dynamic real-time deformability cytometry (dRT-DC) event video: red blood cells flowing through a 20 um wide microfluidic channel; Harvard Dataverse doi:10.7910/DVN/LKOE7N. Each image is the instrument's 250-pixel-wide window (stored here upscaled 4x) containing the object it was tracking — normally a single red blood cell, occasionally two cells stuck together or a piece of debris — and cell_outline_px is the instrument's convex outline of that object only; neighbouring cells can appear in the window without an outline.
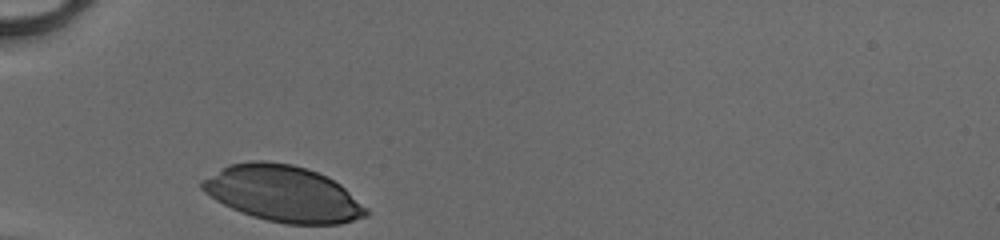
{"species": "human", "species_latin": "Homo sapiens", "temperature_condition": "cold", "stored_images_in_passage": 26, "camera_frame_rate_fps": 3000, "um_per_image_px": 0.085, "donor": {"sex": "male"}, "frame": {"image": 1, "passage_image": 1, "time_ms": 0.0, "image_size_px": [1000, 240], "cell_outline_px": [[368, 216], [340, 224], [284, 224], [252, 216], [240, 212], [216, 200], [204, 192], [200, 188], [200, 184], [204, 180], [228, 164], [252, 160], [264, 160], [292, 164], [308, 168], [340, 184], [368, 208]], "centroid_in_image_um": [24.07, 16.46], "position_along_channel_um": 60.9, "area_um2": 53.41}}
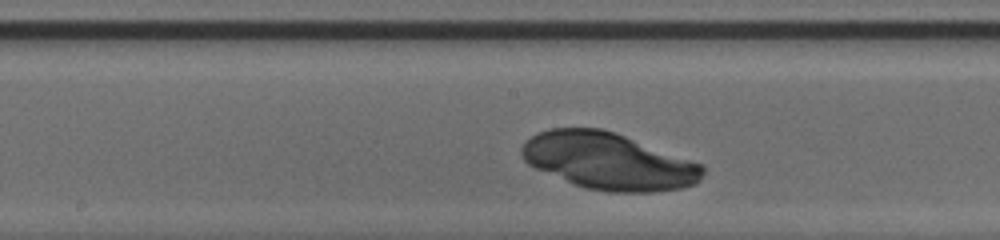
{"frame": {"image": 2, "passage_image": 12, "time_ms": 3.667, "image_size_px": [1000, 240], "cell_outline_px": [[704, 172], [700, 180], [696, 184], [680, 188], [652, 192], [608, 192], [584, 188], [536, 168], [528, 164], [524, 160], [520, 152], [520, 148], [536, 132], [548, 128], [600, 128], [616, 132], [704, 164]], "centroid_in_image_um": [51.74, 13.69], "position_along_channel_um": 196.5, "area_um2": 60.11}}
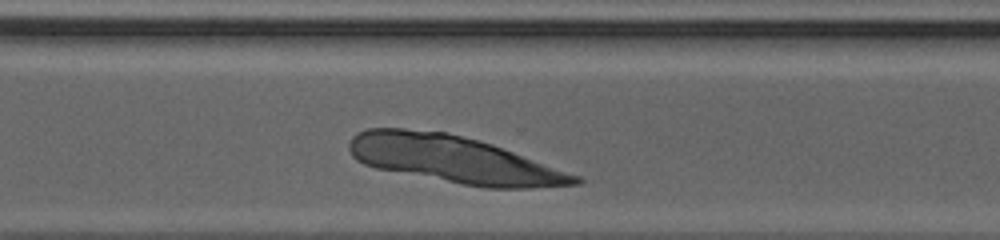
{"frame": {"image": 3, "passage_image": 22, "time_ms": 7.0, "image_size_px": [1000, 240], "cell_outline_px": [[584, 180], [580, 184], [528, 188], [484, 188], [376, 168], [364, 164], [356, 160], [352, 156], [348, 148], [348, 144], [352, 136], [368, 128], [404, 128], [444, 132], [480, 140], [492, 144], [580, 176]], "centroid_in_image_um": [38.56, 13.55], "position_along_channel_um": 332.0, "area_um2": 61.79}}